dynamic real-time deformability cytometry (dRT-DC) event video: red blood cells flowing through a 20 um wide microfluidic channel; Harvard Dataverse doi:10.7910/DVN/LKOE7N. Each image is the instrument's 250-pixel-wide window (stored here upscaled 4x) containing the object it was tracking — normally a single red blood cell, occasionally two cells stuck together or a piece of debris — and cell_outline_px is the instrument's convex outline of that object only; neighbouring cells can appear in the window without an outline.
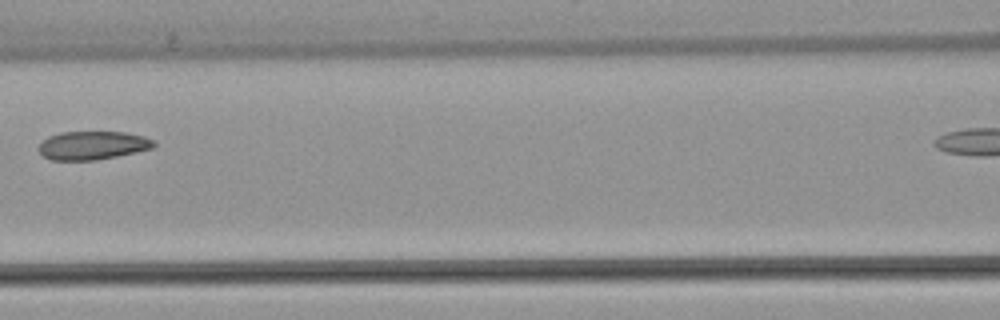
{"species": "common noctule bat (a hibernating species)", "species_latin": "Nyctalus noctula", "temperature_condition": "warm", "stored_images_in_passage": 5, "segment_of_instrument_passage": [1, 2], "camera_frame_rate_fps": 3000, "um_per_image_px": 0.085, "animal": {"sex": "female", "body_mass_g": 22.7, "forearm_length_mm": 54.2}, "frame": {"image": 1, "passage_image": 4, "time_ms": 3.667, "image_size_px": [1000, 320], "cell_outline_px": [[156, 144], [152, 148], [136, 152], [96, 160], [52, 160], [44, 156], [36, 148], [48, 136], [60, 132], [124, 132], [144, 136], [152, 140]], "centroid_in_image_um": [7.85, 12.35], "position_along_channel_um": 158.8, "area_um2": 19.02}}